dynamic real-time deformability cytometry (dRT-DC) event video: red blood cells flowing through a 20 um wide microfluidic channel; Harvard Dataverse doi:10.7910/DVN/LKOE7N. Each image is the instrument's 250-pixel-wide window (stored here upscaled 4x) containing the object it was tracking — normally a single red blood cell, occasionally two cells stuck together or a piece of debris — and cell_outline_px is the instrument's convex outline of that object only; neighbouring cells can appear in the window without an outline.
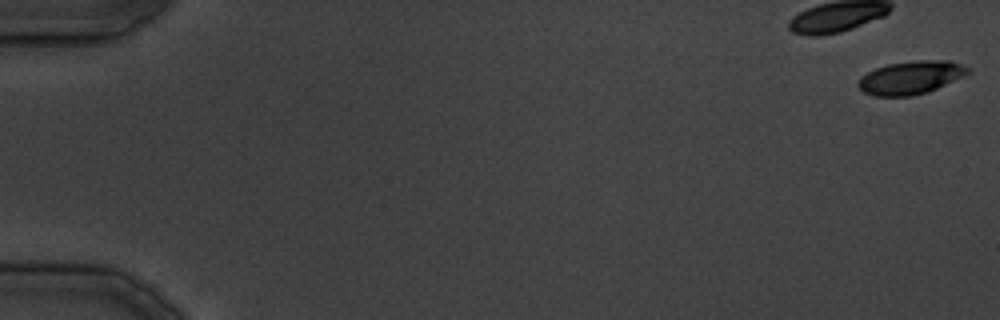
{"species": "common noctule bat (a hibernating species)", "species_latin": "Nyctalus noctula", "temperature_condition": "cold", "stored_images_in_passage": 13, "camera_frame_rate_fps": 3000, "um_per_image_px": 0.085, "animal": {"sex": "male", "body_mass_g": 19.5, "forearm_length_mm": 54.6}, "frame": {"image": 1, "passage_image": 1, "time_ms": 0.0, "image_size_px": [1000, 320], "cell_outline_px": [[972, 72], [928, 92], [912, 96], [872, 96], [864, 92], [856, 84], [860, 76], [876, 68], [888, 64], [916, 60], [948, 60], [960, 64], [968, 68]], "centroid_in_image_um": [77.39, 6.6], "position_along_channel_um": 7.6, "area_um2": 21.21}}